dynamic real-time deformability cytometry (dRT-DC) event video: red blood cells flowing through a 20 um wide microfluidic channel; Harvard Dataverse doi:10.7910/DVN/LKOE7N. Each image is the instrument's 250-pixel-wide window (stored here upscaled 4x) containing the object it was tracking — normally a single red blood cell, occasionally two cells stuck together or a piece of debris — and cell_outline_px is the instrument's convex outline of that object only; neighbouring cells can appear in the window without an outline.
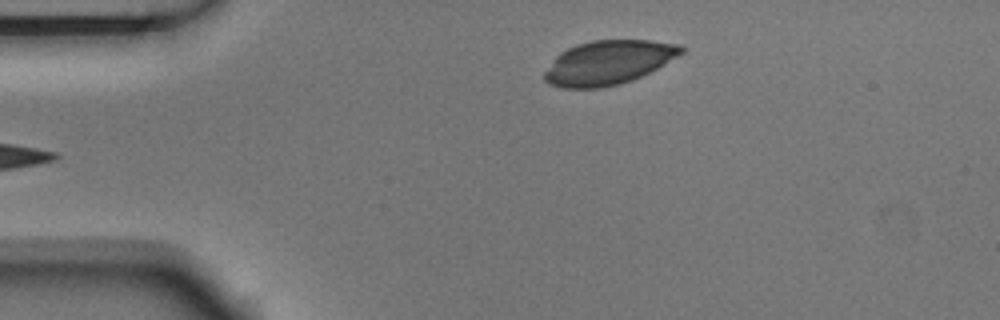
{"species": "Egyptian fruit bat (a non-hibernating species)", "species_latin": "Rousettus aegyptiacus", "temperature_condition": "room temperature", "stored_images_in_passage": 2, "camera_frame_rate_fps": 3000, "um_per_image_px": 0.085, "animal": {"sex": "male"}, "frame": {"image": 1, "passage_image": 2, "time_ms": 0.333, "image_size_px": [1000, 320], "cell_outline_px": [[684, 52], [664, 64], [632, 80], [620, 84], [600, 88], [564, 88], [548, 84], [544, 80], [544, 72], [552, 60], [560, 52], [576, 44], [592, 40], [652, 40], [680, 44], [684, 48]], "centroid_in_image_um": [51.68, 5.31], "position_along_channel_um": 33.3, "area_um2": 35.14}}